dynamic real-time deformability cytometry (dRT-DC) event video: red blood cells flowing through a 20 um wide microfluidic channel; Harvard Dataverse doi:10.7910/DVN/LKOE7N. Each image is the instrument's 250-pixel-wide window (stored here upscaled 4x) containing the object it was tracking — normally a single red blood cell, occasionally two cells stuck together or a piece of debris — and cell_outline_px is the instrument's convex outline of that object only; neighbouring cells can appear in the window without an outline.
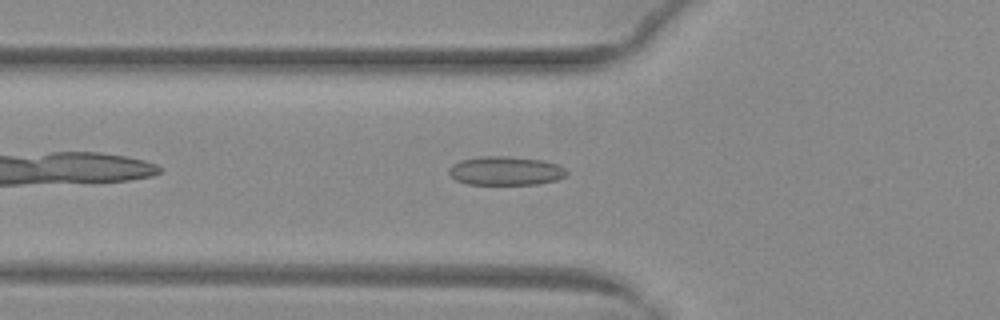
{"species": "common noctule bat (a hibernating species)", "species_latin": "Nyctalus noctula", "temperature_condition": "warm", "stored_images_in_passage": 35, "camera_frame_rate_fps": 3000, "um_per_image_px": 0.085, "animal": {"sex": "female", "body_mass_g": 29.2, "forearm_length_mm": 56.3}, "frame": {"image": 1, "passage_image": 2, "time_ms": 0.333, "image_size_px": [1000, 320], "cell_outline_px": [[568, 172], [564, 176], [556, 180], [536, 184], [468, 184], [456, 180], [448, 172], [448, 168], [452, 164], [460, 160], [480, 156], [508, 156], [544, 160], [556, 164], [564, 168]], "centroid_in_image_um": [42.95, 14.51], "position_along_channel_um": 82.9, "area_um2": 19.77}}
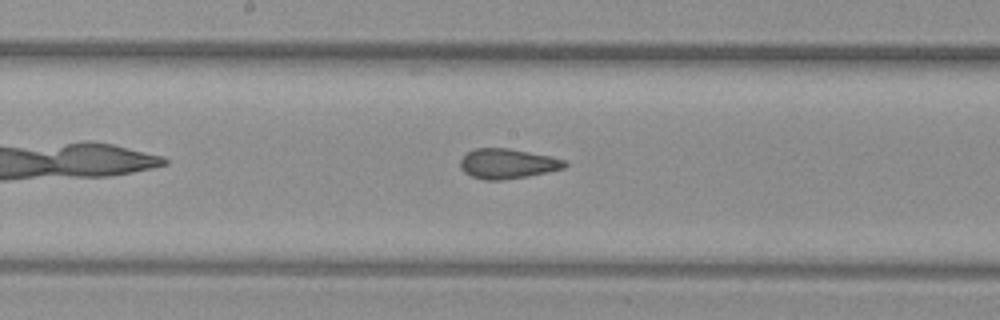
{"frame": {"image": 2, "passage_image": 11, "time_ms": 3.333, "image_size_px": [1000, 320], "cell_outline_px": [[568, 164], [564, 168], [528, 176], [504, 180], [484, 180], [472, 176], [464, 172], [460, 168], [460, 160], [468, 152], [476, 148], [508, 148], [552, 156], [564, 160]], "centroid_in_image_um": [43.13, 13.91], "position_along_channel_um": 205.1, "area_um2": 18.21}}
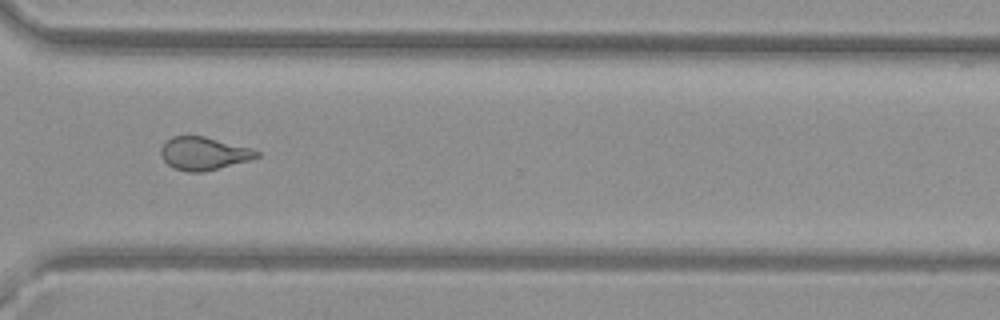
{"frame": {"image": 3, "passage_image": 22, "time_ms": 7.0, "image_size_px": [1000, 320], "cell_outline_px": [[260, 156], [248, 160], [204, 172], [188, 172], [176, 168], [168, 164], [160, 156], [160, 148], [172, 136], [204, 136], [252, 148], [260, 152]], "centroid_in_image_um": [17.31, 13.04], "position_along_channel_um": 353.3, "area_um2": 18.26}, "authors_computed_cell_mechanics": {"area_um2": 18.496, "velocity_mm_per_s": 4.0509, "shape_relaxation_time_tau1_ms": null, "shape_relaxation_time_tau2_ms": 1.2527, "deformation_change_tau1": null, "deformation_change_tau2": 0.0808}}